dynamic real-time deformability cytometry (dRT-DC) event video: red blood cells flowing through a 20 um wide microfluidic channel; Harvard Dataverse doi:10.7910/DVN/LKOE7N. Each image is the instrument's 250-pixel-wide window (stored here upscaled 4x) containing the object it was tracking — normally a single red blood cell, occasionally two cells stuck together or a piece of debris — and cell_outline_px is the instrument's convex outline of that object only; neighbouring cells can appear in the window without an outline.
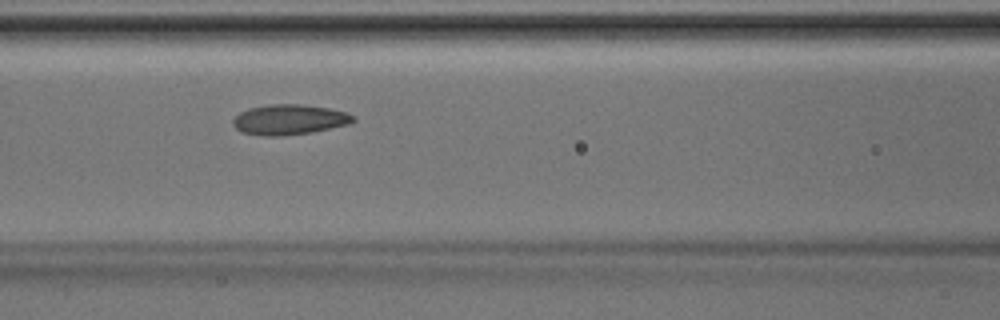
{"species": "Egyptian fruit bat (a non-hibernating species)", "species_latin": "Rousettus aegyptiacus", "temperature_condition": "room temperature", "stored_images_in_passage": 44, "camera_frame_rate_fps": 3000, "um_per_image_px": 0.085, "animal": {"sex": "male"}, "frame": {"image": 1, "passage_image": 18, "time_ms": 5.667, "image_size_px": [1000, 320], "cell_outline_px": [[356, 120], [352, 124], [312, 132], [284, 136], [264, 136], [240, 132], [232, 124], [232, 120], [240, 112], [248, 108], [268, 104], [300, 104], [328, 108], [348, 112], [356, 116]], "centroid_in_image_um": [24.62, 10.17], "position_along_channel_um": 142.0, "area_um2": 21.56}}
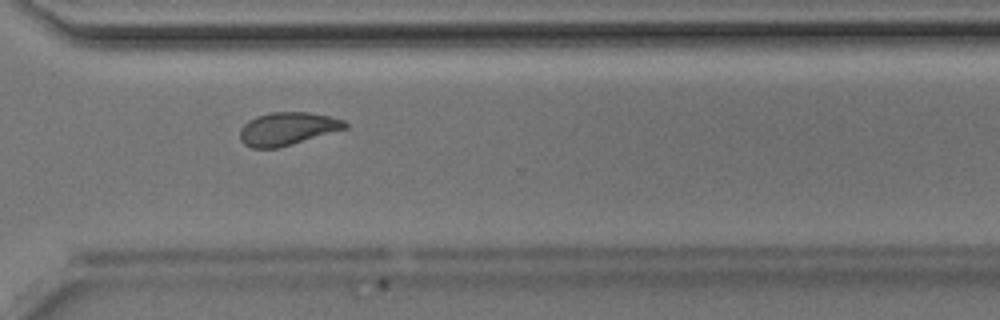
{"frame": {"image": 2, "passage_image": 32, "time_ms": 10.333, "image_size_px": [1000, 320], "cell_outline_px": [[348, 128], [280, 148], [252, 148], [244, 144], [240, 140], [240, 128], [248, 120], [256, 116], [272, 112], [308, 112], [328, 116], [344, 120], [348, 124]], "centroid_in_image_um": [24.43, 10.95], "position_along_channel_um": 346.2, "area_um2": 20.35}}
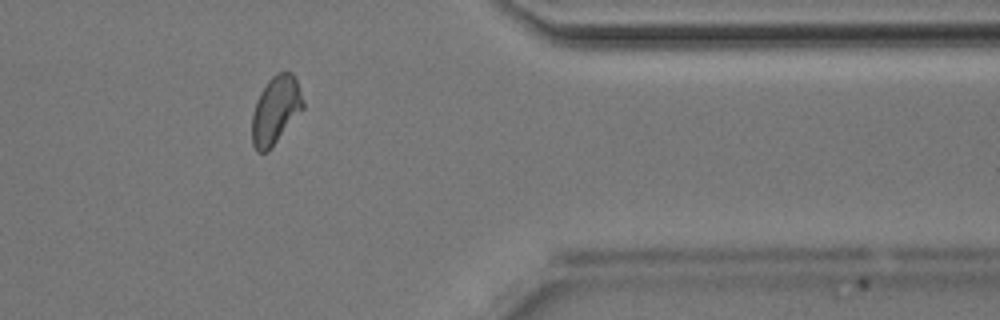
{"frame": {"image": 3, "passage_image": 36, "time_ms": 11.667, "image_size_px": [1000, 320], "cell_outline_px": [[304, 108], [268, 152], [256, 152], [252, 144], [252, 112], [256, 100], [260, 92], [268, 80], [276, 72], [292, 72], [296, 76], [304, 100]], "centroid_in_image_um": [23.43, 9.35], "position_along_channel_um": 388.0, "area_um2": 20.52}}